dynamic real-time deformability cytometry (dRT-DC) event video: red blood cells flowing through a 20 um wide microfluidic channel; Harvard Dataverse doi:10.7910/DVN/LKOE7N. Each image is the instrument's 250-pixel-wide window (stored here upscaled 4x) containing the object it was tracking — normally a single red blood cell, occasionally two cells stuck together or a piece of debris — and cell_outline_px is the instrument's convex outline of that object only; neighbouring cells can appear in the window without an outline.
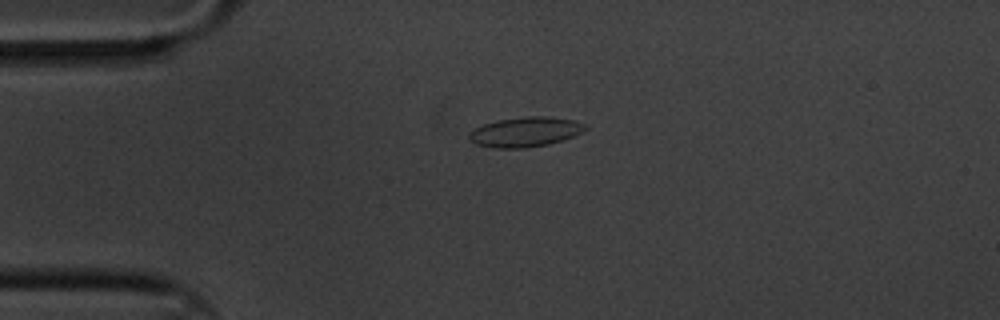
{"species": "common noctule bat (a hibernating species)", "species_latin": "Nyctalus noctula", "temperature_condition": "cold", "stored_images_in_passage": 4, "camera_frame_rate_fps": 3000, "um_per_image_px": 0.085, "animal": {"sex": "male", "body_mass_g": 20.1, "forearm_length_mm": 53.5}, "frame": {"image": 1, "passage_image": 2, "time_ms": 0.333, "image_size_px": [1000, 320], "cell_outline_px": [[588, 128], [564, 140], [548, 144], [528, 148], [496, 148], [476, 144], [468, 140], [468, 132], [484, 124], [500, 120], [528, 116], [548, 116], [576, 120], [584, 124]], "centroid_in_image_um": [44.64, 11.22], "position_along_channel_um": 40.4, "area_um2": 20.17}}
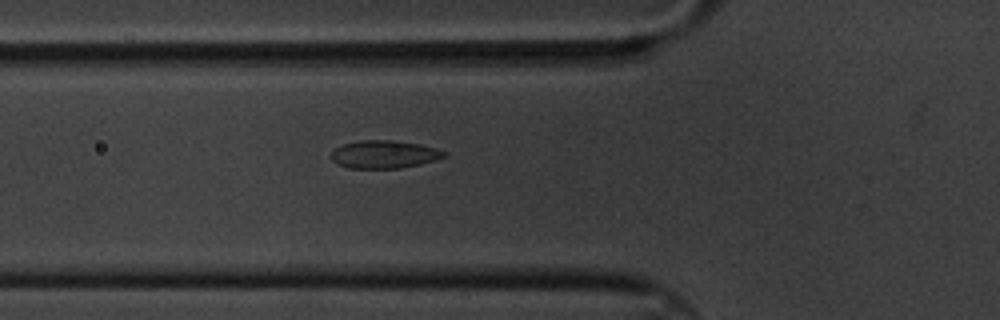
{"frame": {"image": 2, "passage_image": 4, "time_ms": 1.0, "image_size_px": [1000, 320], "cell_outline_px": [[444, 156], [436, 160], [420, 164], [400, 168], [348, 168], [332, 160], [328, 156], [332, 148], [344, 144], [360, 140], [392, 140], [420, 144], [436, 148], [444, 152]], "centroid_in_image_um": [32.59, 13.11], "position_along_channel_um": 93.2, "area_um2": 18.38}}